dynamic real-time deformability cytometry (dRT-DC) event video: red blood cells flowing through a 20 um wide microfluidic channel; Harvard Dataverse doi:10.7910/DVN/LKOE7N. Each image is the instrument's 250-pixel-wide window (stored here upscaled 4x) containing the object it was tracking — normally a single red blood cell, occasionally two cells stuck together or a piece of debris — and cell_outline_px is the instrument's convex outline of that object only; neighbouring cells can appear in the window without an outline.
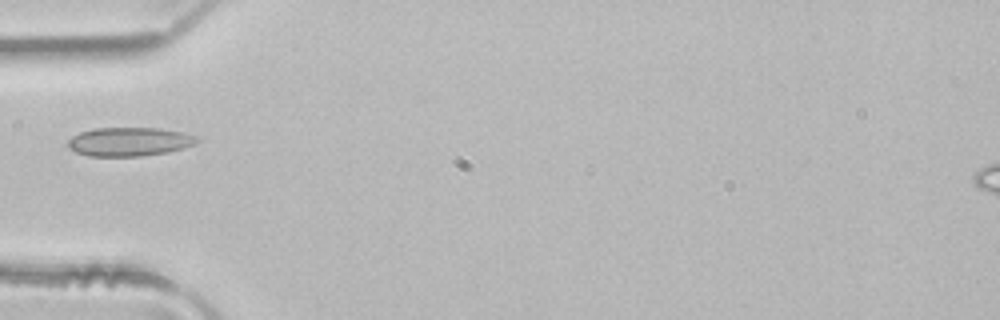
{"species": "common noctule bat (a hibernating species)", "species_latin": "Nyctalus noctula", "temperature_condition": "room temperature", "stored_images_in_passage": 3, "camera_frame_rate_fps": 3000, "um_per_image_px": 0.085, "animal": {"sex": "male", "body_mass_g": 21.5, "forearm_length_mm": 52.0}, "frame": {"image": 1, "passage_image": 3, "time_ms": 0.667, "image_size_px": [1000, 320], "cell_outline_px": [[200, 140], [196, 144], [184, 148], [168, 152], [140, 156], [88, 156], [76, 152], [68, 148], [68, 140], [72, 136], [80, 132], [92, 128], [160, 128], [184, 132], [196, 136]], "centroid_in_image_um": [11.01, 12.04], "position_along_channel_um": 74.0, "area_um2": 21.85}}